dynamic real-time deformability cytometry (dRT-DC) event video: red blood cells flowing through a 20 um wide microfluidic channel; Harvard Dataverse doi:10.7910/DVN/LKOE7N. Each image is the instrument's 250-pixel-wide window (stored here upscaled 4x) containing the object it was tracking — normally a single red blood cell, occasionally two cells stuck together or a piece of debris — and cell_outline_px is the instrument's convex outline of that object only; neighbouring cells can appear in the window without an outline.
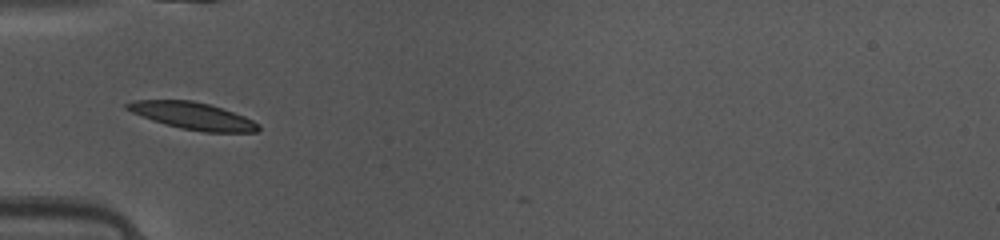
{"species": "common noctule bat (a hibernating species)", "species_latin": "Nyctalus noctula", "temperature_condition": "warm", "stored_images_in_passage": 18, "camera_frame_rate_fps": 3000, "um_per_image_px": 0.085, "animal": {"sex": "female", "body_mass_g": 10.0, "forearm_length_mm": 53.1}, "frame": {"image": 1, "passage_image": 16, "time_ms": 5.0, "image_size_px": [1000, 240], "cell_outline_px": [[260, 128], [256, 132], [204, 132], [180, 128], [152, 120], [132, 112], [124, 108], [124, 104], [136, 100], [192, 100], [208, 104], [244, 116], [260, 124]], "centroid_in_image_um": [16.38, 9.85], "position_along_channel_um": 68.6, "area_um2": 20.52}}